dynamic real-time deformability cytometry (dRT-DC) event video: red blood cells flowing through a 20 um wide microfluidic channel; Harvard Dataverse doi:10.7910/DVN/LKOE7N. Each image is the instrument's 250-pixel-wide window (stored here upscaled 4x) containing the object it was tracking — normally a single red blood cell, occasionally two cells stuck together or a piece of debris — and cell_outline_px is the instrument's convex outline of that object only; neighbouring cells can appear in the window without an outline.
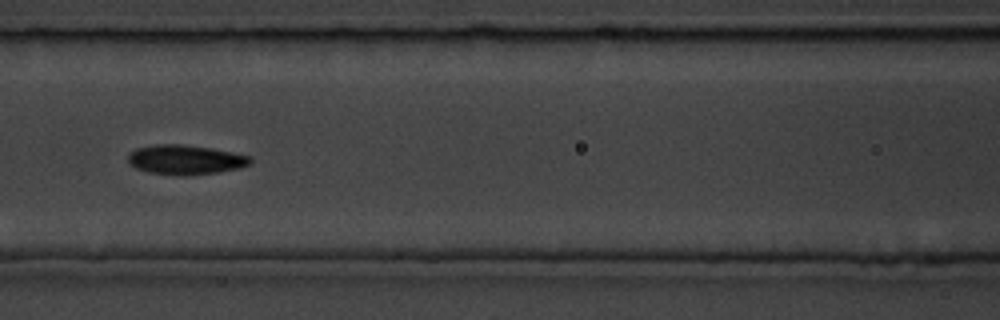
{"species": "common noctule bat (a hibernating species)", "species_latin": "Nyctalus noctula", "temperature_condition": "room temperature", "stored_images_in_passage": 16, "camera_frame_rate_fps": 3000, "um_per_image_px": 0.085, "animal": {"sex": "male", "body_mass_g": 19.5, "forearm_length_mm": 54.6}, "frame": {"image": 1, "passage_image": 7, "time_ms": 7.667, "image_size_px": [1000, 320], "cell_outline_px": [[252, 164], [240, 168], [220, 172], [188, 176], [176, 176], [148, 172], [136, 168], [128, 164], [128, 152], [136, 148], [152, 144], [180, 144], [212, 148], [252, 156]], "centroid_in_image_um": [15.76, 13.58], "position_along_channel_um": 150.8, "area_um2": 21.62}}
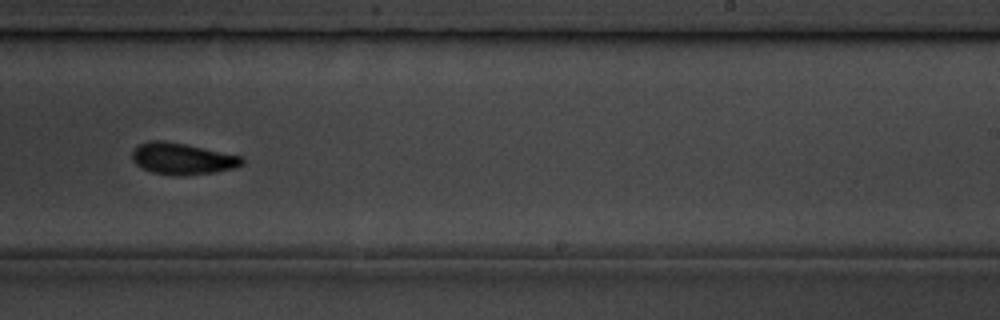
{"frame": {"image": 2, "passage_image": 10, "time_ms": 11.0, "image_size_px": [1000, 320], "cell_outline_px": [[244, 164], [236, 168], [216, 172], [180, 176], [176, 176], [152, 172], [136, 164], [132, 160], [132, 148], [140, 144], [152, 140], [164, 140], [244, 156]], "centroid_in_image_um": [15.53, 13.49], "position_along_channel_um": 273.5, "area_um2": 20.35}, "authors_computed_cell_mechanics": {"area_um2": 19.4208, "velocity_mm_per_s": 3.6926, "shape_relaxation_time_tau1_ms": 1.3704, "shape_relaxation_time_tau2_ms": 2.5467, "deformation_change_tau1": 0.105, "deformation_change_tau2": 0.0887}}